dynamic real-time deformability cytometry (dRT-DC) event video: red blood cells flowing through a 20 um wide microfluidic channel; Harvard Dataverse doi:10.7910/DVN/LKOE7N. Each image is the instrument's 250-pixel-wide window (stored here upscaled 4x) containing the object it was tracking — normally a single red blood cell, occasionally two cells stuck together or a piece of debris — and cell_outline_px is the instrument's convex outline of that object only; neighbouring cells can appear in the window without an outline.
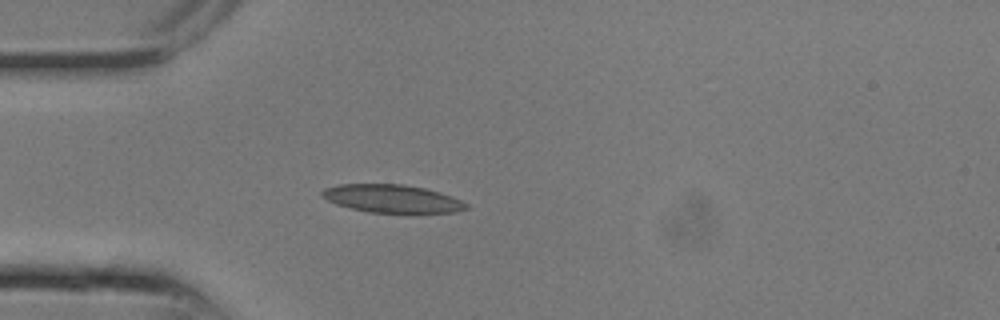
{"species": "common noctule bat (a hibernating species)", "species_latin": "Nyctalus noctula", "temperature_condition": "room temperature", "stored_images_in_passage": 5, "camera_frame_rate_fps": 3000, "um_per_image_px": 0.085, "animal": {"sex": "male", "body_mass_g": 13.3}, "frame": {"image": 1, "passage_image": 3, "time_ms": 0.667, "image_size_px": [1000, 320], "cell_outline_px": [[468, 208], [452, 212], [368, 212], [336, 204], [320, 196], [320, 192], [324, 188], [340, 184], [404, 184], [424, 188], [440, 192], [452, 196], [468, 204]], "centroid_in_image_um": [33.29, 16.87], "position_along_channel_um": 51.7, "area_um2": 23.29}}
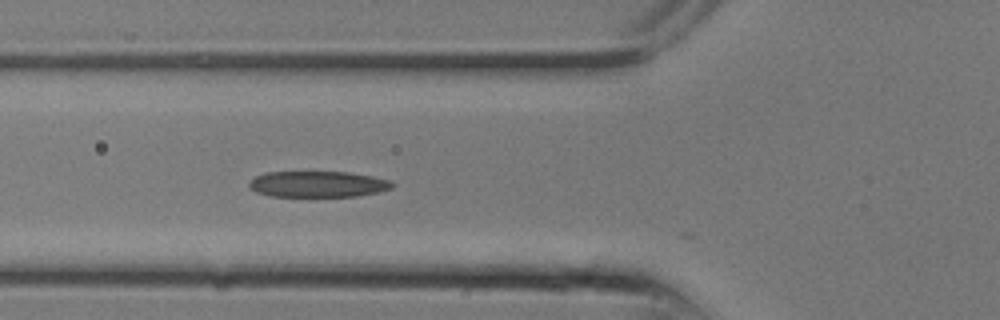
{"frame": {"image": 2, "passage_image": 5, "time_ms": 1.333, "image_size_px": [1000, 320], "cell_outline_px": [[396, 184], [392, 188], [376, 192], [356, 196], [272, 196], [256, 192], [248, 184], [256, 176], [264, 172], [348, 172], [372, 176], [392, 180]], "centroid_in_image_um": [27.06, 15.64], "position_along_channel_um": 98.7, "area_um2": 21.62}}